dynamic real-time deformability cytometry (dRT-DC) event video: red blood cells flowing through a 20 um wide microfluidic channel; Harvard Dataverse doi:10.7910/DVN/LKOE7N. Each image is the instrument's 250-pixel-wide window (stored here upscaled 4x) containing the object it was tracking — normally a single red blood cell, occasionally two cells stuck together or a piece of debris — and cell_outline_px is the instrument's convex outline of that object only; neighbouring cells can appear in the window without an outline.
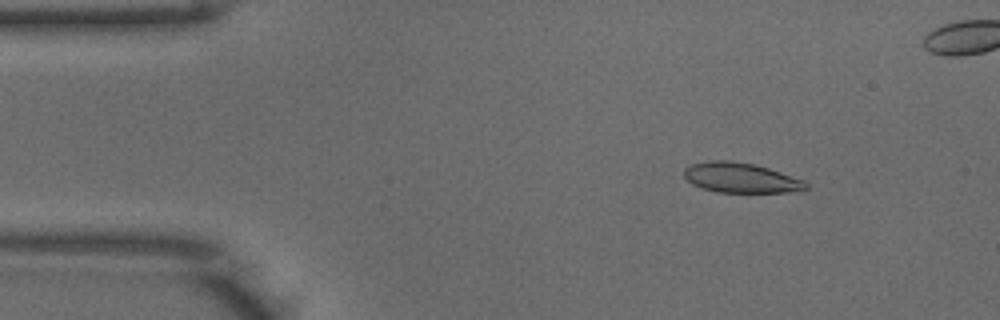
{"species": "common noctule bat (a hibernating species)", "species_latin": "Nyctalus noctula", "temperature_condition": "warm", "stored_images_in_passage": 12, "camera_frame_rate_fps": 3000, "um_per_image_px": 0.085, "animal": {"sex": "male", "body_mass_g": 18.8}, "frame": {"image": 1, "passage_image": 6, "time_ms": 1.667, "image_size_px": [1000, 320], "cell_outline_px": [[808, 188], [788, 192], [716, 192], [692, 184], [684, 176], [684, 168], [692, 164], [708, 160], [732, 160], [756, 164], [804, 180], [808, 184]], "centroid_in_image_um": [62.95, 15.09], "position_along_channel_um": 22.0, "area_um2": 21.27}}